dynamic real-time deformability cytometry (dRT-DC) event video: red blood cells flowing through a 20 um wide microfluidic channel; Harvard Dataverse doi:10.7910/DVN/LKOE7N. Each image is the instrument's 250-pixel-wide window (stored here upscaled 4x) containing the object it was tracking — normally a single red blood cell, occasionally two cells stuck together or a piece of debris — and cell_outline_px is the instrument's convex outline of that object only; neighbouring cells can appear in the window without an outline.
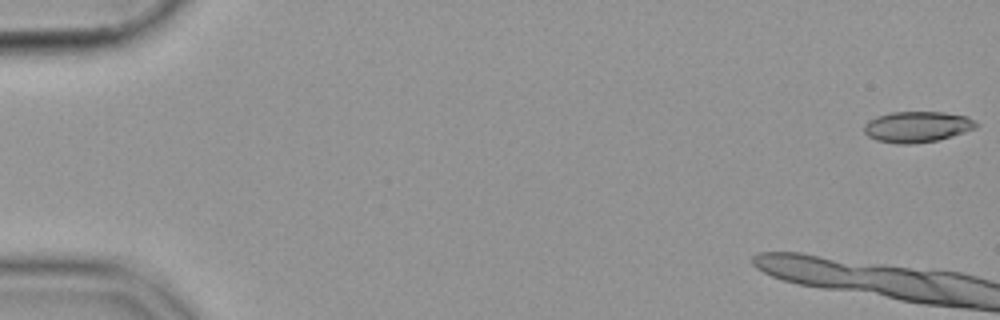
{"species": "common noctule bat (a hibernating species)", "species_latin": "Nyctalus noctula", "temperature_condition": "cold", "stored_images_in_passage": 10, "camera_frame_rate_fps": 3000, "um_per_image_px": 0.085, "animal": {"sex": "female", "body_mass_g": 19.9}, "frame": {"image": 1, "passage_image": 1, "time_ms": 0.0, "image_size_px": [1000, 320], "cell_outline_px": [[980, 124], [976, 128], [952, 136], [936, 140], [912, 144], [896, 144], [876, 140], [868, 136], [864, 132], [864, 124], [868, 120], [876, 116], [892, 112], [944, 112], [968, 116]], "centroid_in_image_um": [77.96, 10.77], "position_along_channel_um": 7.0, "area_um2": 20.35}}